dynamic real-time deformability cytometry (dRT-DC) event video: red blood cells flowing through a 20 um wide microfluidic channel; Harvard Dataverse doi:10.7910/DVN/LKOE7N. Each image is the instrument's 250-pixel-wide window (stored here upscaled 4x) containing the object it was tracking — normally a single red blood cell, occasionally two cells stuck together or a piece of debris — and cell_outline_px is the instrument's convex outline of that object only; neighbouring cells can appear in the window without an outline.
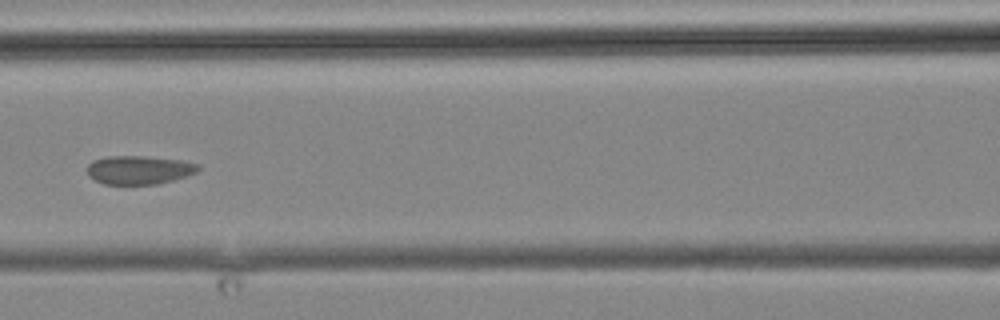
{"species": "common noctule bat (a hibernating species)", "species_latin": "Nyctalus noctula", "temperature_condition": "cold", "stored_images_in_passage": 5, "camera_frame_rate_fps": 3000, "um_per_image_px": 0.085, "animal": {"sex": "male", "body_mass_g": 19.2, "forearm_length_mm": 51.8}, "frame": {"image": 1, "passage_image": 3, "time_ms": 2.667, "image_size_px": [1000, 320], "cell_outline_px": [[200, 168], [196, 172], [188, 176], [156, 184], [104, 184], [88, 176], [88, 164], [92, 160], [108, 156], [144, 156], [180, 160], [200, 164]], "centroid_in_image_um": [11.82, 14.44], "position_along_channel_um": 154.8, "area_um2": 18.5}}
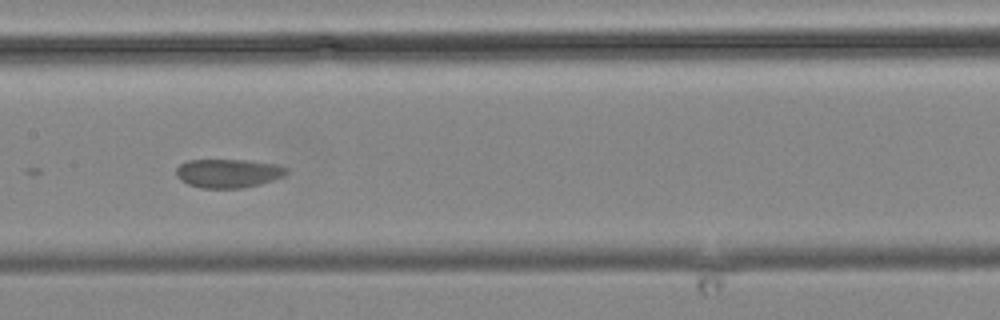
{"frame": {"image": 2, "passage_image": 4, "time_ms": 3.667, "image_size_px": [1000, 320], "cell_outline_px": [[288, 172], [284, 176], [260, 184], [240, 188], [200, 188], [188, 184], [180, 180], [176, 176], [176, 168], [180, 164], [188, 160], [248, 160], [276, 164], [288, 168]], "centroid_in_image_um": [19.39, 14.72], "position_along_channel_um": 188.0, "area_um2": 18.55}}
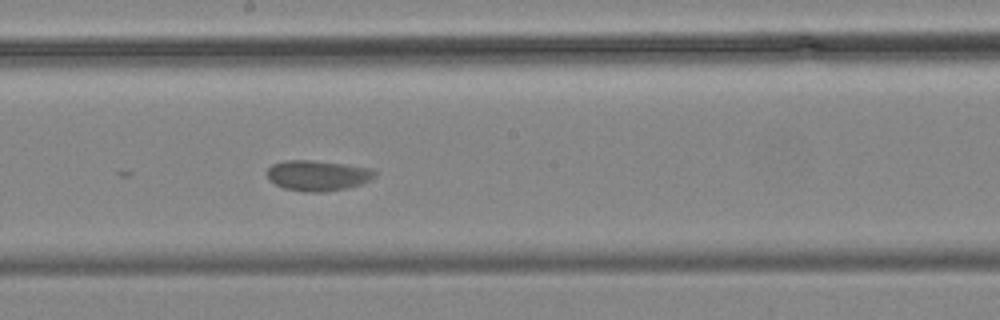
{"frame": {"image": 3, "passage_image": 5, "time_ms": 4.667, "image_size_px": [1000, 320], "cell_outline_px": [[376, 176], [360, 184], [348, 188], [324, 192], [304, 192], [284, 188], [268, 180], [268, 168], [272, 164], [284, 160], [312, 160], [344, 164], [368, 168], [376, 172]], "centroid_in_image_um": [26.97, 14.92], "position_along_channel_um": 221.2, "area_um2": 19.07}}